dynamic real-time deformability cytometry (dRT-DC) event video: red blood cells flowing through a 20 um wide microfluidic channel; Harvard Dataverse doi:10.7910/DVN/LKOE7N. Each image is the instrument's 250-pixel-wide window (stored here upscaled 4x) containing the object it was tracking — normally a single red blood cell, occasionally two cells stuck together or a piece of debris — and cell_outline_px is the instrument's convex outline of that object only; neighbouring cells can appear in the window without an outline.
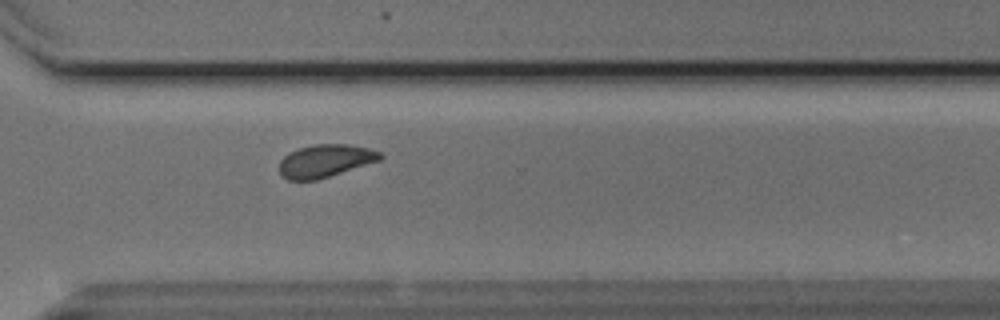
{"species": "Egyptian fruit bat (a non-hibernating species)", "species_latin": "Rousettus aegyptiacus", "temperature_condition": "cold", "stored_images_in_passage": 11, "camera_frame_rate_fps": 3000, "um_per_image_px": 0.085, "animal": {"sex": "male"}, "frame": {"image": 1, "passage_image": 11, "time_ms": 3.333, "image_size_px": [1000, 320], "cell_outline_px": [[384, 156], [380, 160], [316, 180], [288, 180], [280, 176], [280, 160], [288, 152], [312, 144], [348, 144], [368, 148], [380, 152]], "centroid_in_image_um": [27.62, 13.67], "position_along_channel_um": 343.0, "area_um2": 19.19}}